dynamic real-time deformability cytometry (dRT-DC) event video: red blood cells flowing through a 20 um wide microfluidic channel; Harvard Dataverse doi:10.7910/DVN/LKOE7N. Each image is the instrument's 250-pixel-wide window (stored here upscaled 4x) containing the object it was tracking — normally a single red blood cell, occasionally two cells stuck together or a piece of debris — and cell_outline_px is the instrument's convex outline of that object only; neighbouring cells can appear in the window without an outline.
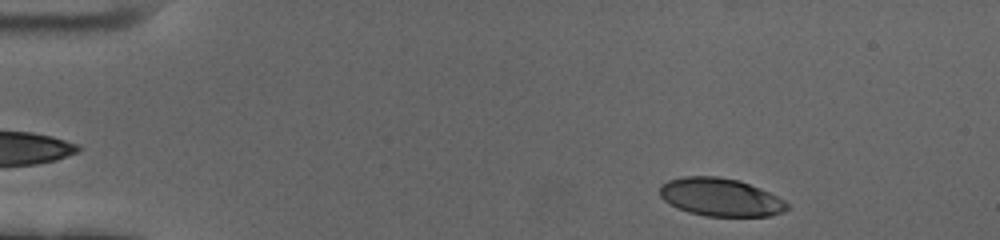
{"species": "human", "species_latin": "Homo sapiens", "temperature_condition": "cold", "stored_images_in_passage": 53, "camera_frame_rate_fps": 3000, "um_per_image_px": 0.085, "donor": {"sex": "female"}, "frame": {"image": 1, "passage_image": 2, "time_ms": 0.333, "image_size_px": [1000, 240], "cell_outline_px": [[788, 208], [784, 212], [768, 216], [704, 216], [688, 212], [676, 208], [664, 200], [660, 196], [660, 184], [668, 180], [684, 176], [720, 176], [740, 180], [760, 188], [784, 200], [788, 204]], "centroid_in_image_um": [61.22, 16.76], "position_along_channel_um": 23.8, "area_um2": 28.38}}
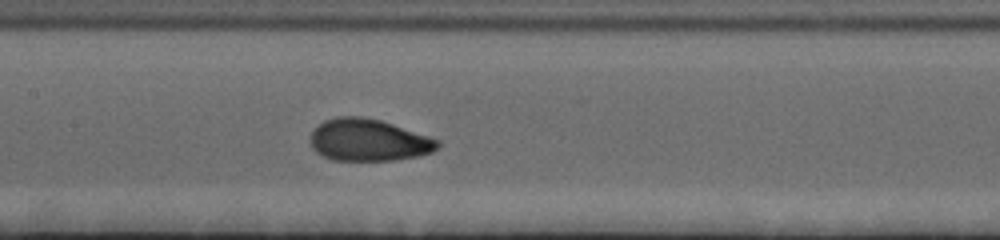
{"frame": {"image": 2, "passage_image": 23, "time_ms": 7.333, "image_size_px": [1000, 240], "cell_outline_px": [[440, 148], [432, 152], [416, 156], [392, 160], [332, 160], [316, 152], [312, 148], [312, 132], [324, 120], [336, 116], [360, 116], [380, 120], [440, 140]], "centroid_in_image_um": [31.34, 11.91], "position_along_channel_um": 176.1, "area_um2": 30.92}}
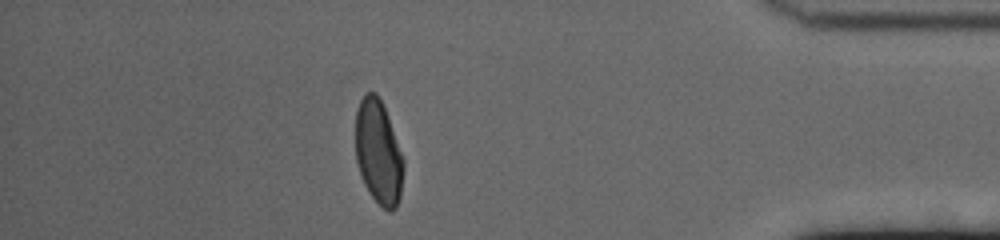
{"frame": {"image": 3, "passage_image": 46, "time_ms": 15.0, "image_size_px": [1000, 240], "cell_outline_px": [[404, 168], [400, 196], [396, 208], [392, 212], [388, 212], [368, 192], [364, 184], [356, 160], [356, 108], [360, 100], [368, 92], [376, 92], [384, 108], [404, 160]], "centroid_in_image_um": [32.16, 12.98], "position_along_channel_um": 403.0, "area_um2": 28.84}, "authors_computed_cell_mechanics": {"area_um2": 30.4028, "velocity_mm_per_s": 3.4333, "shape_relaxation_time_tau1_ms": 3.8093, "shape_relaxation_time_tau2_ms": 0.8685, "deformation_change_tau1": 0.16, "deformation_change_tau2": 0.0556}}